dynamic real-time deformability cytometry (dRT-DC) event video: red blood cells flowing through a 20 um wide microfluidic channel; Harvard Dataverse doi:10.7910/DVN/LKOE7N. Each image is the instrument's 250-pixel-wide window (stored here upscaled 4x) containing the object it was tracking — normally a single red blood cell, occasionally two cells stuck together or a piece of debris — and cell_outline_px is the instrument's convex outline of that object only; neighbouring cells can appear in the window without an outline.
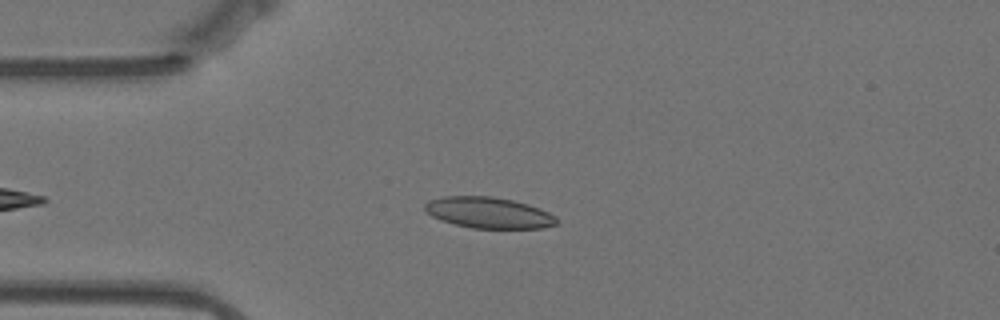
{"species": "Egyptian fruit bat (a non-hibernating species)", "species_latin": "Rousettus aegyptiacus", "temperature_condition": "warm", "stored_images_in_passage": 44, "camera_frame_rate_fps": 3000, "um_per_image_px": 0.085, "animal": {"sex": "female"}, "frame": {"image": 1, "passage_image": 5, "time_ms": 1.333, "image_size_px": [1000, 320], "cell_outline_px": [[556, 224], [544, 228], [472, 228], [456, 224], [432, 216], [424, 212], [424, 204], [428, 200], [440, 196], [492, 196], [512, 200], [528, 204], [540, 208], [556, 216]], "centroid_in_image_um": [41.51, 18.06], "position_along_channel_um": 43.5, "area_um2": 23.87}}
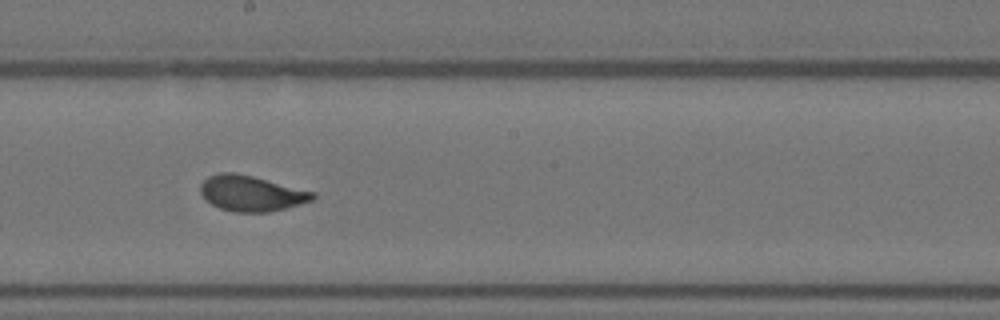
{"frame": {"image": 2, "passage_image": 22, "time_ms": 7.0, "image_size_px": [1000, 320], "cell_outline_px": [[316, 196], [312, 200], [300, 204], [268, 212], [236, 212], [220, 208], [204, 200], [200, 192], [200, 184], [208, 176], [220, 172], [236, 172], [316, 192]], "centroid_in_image_um": [21.33, 16.43], "position_along_channel_um": 226.9, "area_um2": 23.29}}
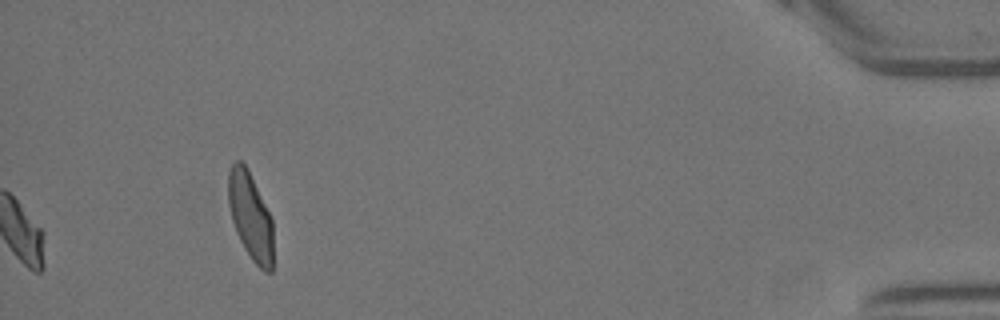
{"frame": {"image": 3, "passage_image": 44, "time_ms": 14.333, "image_size_px": [1000, 320], "cell_outline_px": [[272, 272], [264, 272], [252, 260], [244, 248], [236, 232], [232, 220], [228, 204], [228, 172], [232, 164], [236, 160], [240, 160], [248, 168], [272, 220]], "centroid_in_image_um": [21.27, 18.36], "position_along_channel_um": 413.9, "area_um2": 22.72}, "authors_computed_cell_mechanics": {"area_um2": 23.1489, "velocity_mm_per_s": 3.5058, "shape_relaxation_time_tau1_ms": 4.1797, "shape_relaxation_time_tau2_ms": 0.9172, "deformation_change_tau1": 0.151, "deformation_change_tau2": 0.0603}}